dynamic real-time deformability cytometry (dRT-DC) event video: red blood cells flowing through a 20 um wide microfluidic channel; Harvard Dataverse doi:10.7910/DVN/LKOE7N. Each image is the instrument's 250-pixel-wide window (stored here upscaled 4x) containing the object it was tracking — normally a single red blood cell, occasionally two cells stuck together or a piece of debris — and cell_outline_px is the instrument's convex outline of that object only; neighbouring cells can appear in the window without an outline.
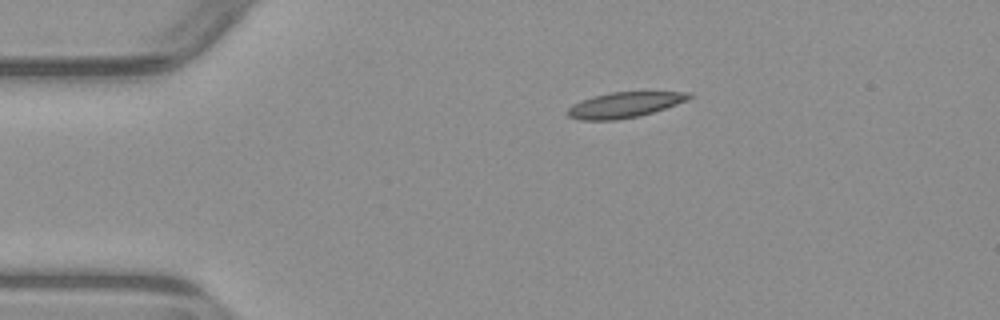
{"species": "common noctule bat (a hibernating species)", "species_latin": "Nyctalus noctula", "temperature_condition": "warm", "stored_images_in_passage": 2, "camera_frame_rate_fps": 3000, "um_per_image_px": 0.085, "animal": {"sex": "male", "body_mass_g": 23.1, "forearm_length_mm": 52.7}, "frame": {"image": 1, "passage_image": 1, "time_ms": 0.0, "image_size_px": [1000, 320], "cell_outline_px": [[696, 96], [688, 100], [640, 116], [616, 120], [580, 120], [568, 116], [564, 112], [572, 104], [580, 100], [592, 96], [612, 92], [692, 92]], "centroid_in_image_um": [53.06, 8.91], "position_along_channel_um": 31.9, "area_um2": 18.21}}